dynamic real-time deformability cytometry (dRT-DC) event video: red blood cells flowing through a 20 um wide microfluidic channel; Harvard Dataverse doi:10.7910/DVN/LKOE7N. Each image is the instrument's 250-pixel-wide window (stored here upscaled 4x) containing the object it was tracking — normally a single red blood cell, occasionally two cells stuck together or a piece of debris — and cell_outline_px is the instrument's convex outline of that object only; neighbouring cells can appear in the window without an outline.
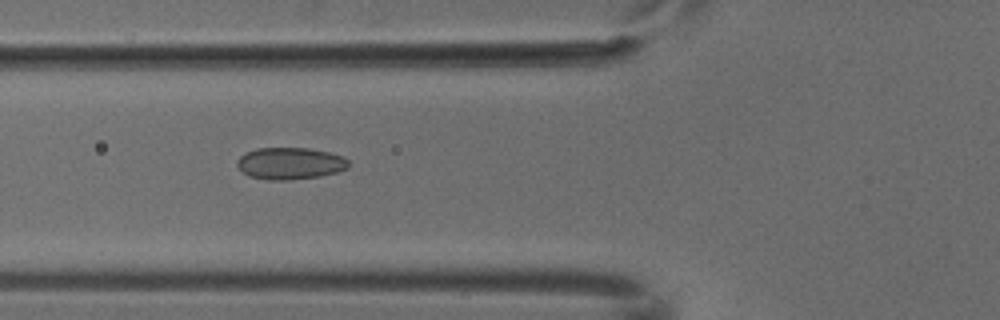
{"species": "common noctule bat (a hibernating species)", "species_latin": "Nyctalus noctula", "temperature_condition": "cold", "stored_images_in_passage": 8, "camera_frame_rate_fps": 3000, "um_per_image_px": 0.085, "animal": {"sex": "male", "body_mass_g": 18.8}, "frame": {"image": 1, "passage_image": 6, "time_ms": 1.667, "image_size_px": [1000, 320], "cell_outline_px": [[348, 168], [336, 172], [320, 176], [288, 180], [268, 180], [248, 176], [236, 164], [236, 160], [240, 156], [256, 148], [308, 148], [328, 152], [344, 156], [348, 160]], "centroid_in_image_um": [24.66, 13.89], "position_along_channel_um": 101.1, "area_um2": 20.69}}
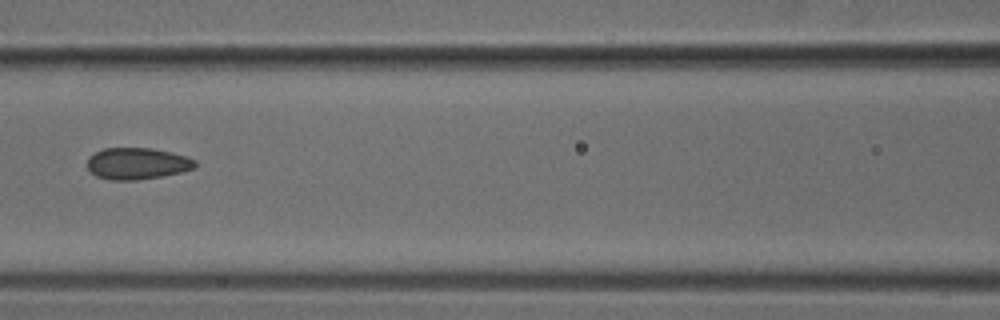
{"frame": {"image": 2, "passage_image": 7, "time_ms": 2.0, "image_size_px": [1000, 320], "cell_outline_px": [[196, 168], [184, 172], [136, 180], [108, 180], [96, 176], [88, 172], [88, 156], [104, 148], [152, 148], [172, 152], [196, 160]], "centroid_in_image_um": [11.65, 13.9], "position_along_channel_um": 154.9, "area_um2": 20.06}}
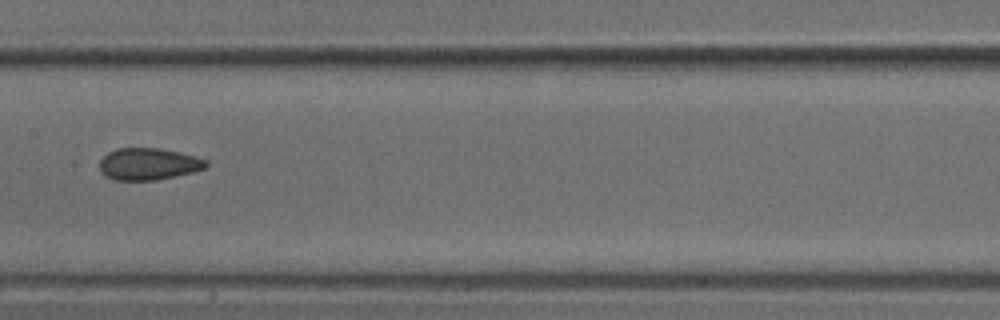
{"frame": {"image": 3, "passage_image": 8, "time_ms": 2.333, "image_size_px": [1000, 320], "cell_outline_px": [[208, 164], [204, 168], [192, 172], [156, 180], [112, 180], [104, 176], [100, 172], [100, 160], [108, 152], [116, 148], [160, 148], [180, 152], [208, 160]], "centroid_in_image_um": [12.59, 13.94], "position_along_channel_um": 194.8, "area_um2": 19.88}}